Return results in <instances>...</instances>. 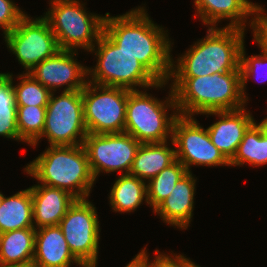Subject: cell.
Listing matches in <instances>:
<instances>
[{"instance_id": "obj_2", "label": "cell", "mask_w": 267, "mask_h": 267, "mask_svg": "<svg viewBox=\"0 0 267 267\" xmlns=\"http://www.w3.org/2000/svg\"><path fill=\"white\" fill-rule=\"evenodd\" d=\"M206 33L204 38L195 41L184 54L177 57V61L174 62L172 57L169 78L203 77L240 70V51L245 44V30L208 27Z\"/></svg>"}, {"instance_id": "obj_5", "label": "cell", "mask_w": 267, "mask_h": 267, "mask_svg": "<svg viewBox=\"0 0 267 267\" xmlns=\"http://www.w3.org/2000/svg\"><path fill=\"white\" fill-rule=\"evenodd\" d=\"M89 52L97 59L93 68L88 67V81L93 84L133 91L150 87L161 89L169 83L160 82L136 57L122 51L104 32Z\"/></svg>"}, {"instance_id": "obj_17", "label": "cell", "mask_w": 267, "mask_h": 267, "mask_svg": "<svg viewBox=\"0 0 267 267\" xmlns=\"http://www.w3.org/2000/svg\"><path fill=\"white\" fill-rule=\"evenodd\" d=\"M255 5L249 0H194V18L198 15L199 21L208 27H217L219 22L227 19L230 22L225 27L246 30L247 24L251 27Z\"/></svg>"}, {"instance_id": "obj_4", "label": "cell", "mask_w": 267, "mask_h": 267, "mask_svg": "<svg viewBox=\"0 0 267 267\" xmlns=\"http://www.w3.org/2000/svg\"><path fill=\"white\" fill-rule=\"evenodd\" d=\"M23 171L37 183L65 190L76 199L89 198L96 182L82 144L48 145Z\"/></svg>"}, {"instance_id": "obj_19", "label": "cell", "mask_w": 267, "mask_h": 267, "mask_svg": "<svg viewBox=\"0 0 267 267\" xmlns=\"http://www.w3.org/2000/svg\"><path fill=\"white\" fill-rule=\"evenodd\" d=\"M33 262L39 267H84L69 250L59 225L36 229Z\"/></svg>"}, {"instance_id": "obj_22", "label": "cell", "mask_w": 267, "mask_h": 267, "mask_svg": "<svg viewBox=\"0 0 267 267\" xmlns=\"http://www.w3.org/2000/svg\"><path fill=\"white\" fill-rule=\"evenodd\" d=\"M251 165L261 167L267 164V121H254L243 135L230 166Z\"/></svg>"}, {"instance_id": "obj_14", "label": "cell", "mask_w": 267, "mask_h": 267, "mask_svg": "<svg viewBox=\"0 0 267 267\" xmlns=\"http://www.w3.org/2000/svg\"><path fill=\"white\" fill-rule=\"evenodd\" d=\"M78 51L59 50L28 73L51 92L65 86L63 91L83 90L88 82V67L75 56Z\"/></svg>"}, {"instance_id": "obj_16", "label": "cell", "mask_w": 267, "mask_h": 267, "mask_svg": "<svg viewBox=\"0 0 267 267\" xmlns=\"http://www.w3.org/2000/svg\"><path fill=\"white\" fill-rule=\"evenodd\" d=\"M196 180L192 171L188 172L152 212L159 215L162 222L171 225L170 227L188 229L193 217Z\"/></svg>"}, {"instance_id": "obj_25", "label": "cell", "mask_w": 267, "mask_h": 267, "mask_svg": "<svg viewBox=\"0 0 267 267\" xmlns=\"http://www.w3.org/2000/svg\"><path fill=\"white\" fill-rule=\"evenodd\" d=\"M13 74L0 73V136L22 141L17 128V106L13 89Z\"/></svg>"}, {"instance_id": "obj_29", "label": "cell", "mask_w": 267, "mask_h": 267, "mask_svg": "<svg viewBox=\"0 0 267 267\" xmlns=\"http://www.w3.org/2000/svg\"><path fill=\"white\" fill-rule=\"evenodd\" d=\"M260 54L247 56L245 51V44L243 45L240 51L241 91L243 98L246 101L249 100L245 92L248 79L250 78L254 79L256 78L254 76H257L259 82L261 83L267 80V74H266L267 72L265 73V70L267 71V54H265L263 51H261ZM262 73L266 75H263Z\"/></svg>"}, {"instance_id": "obj_28", "label": "cell", "mask_w": 267, "mask_h": 267, "mask_svg": "<svg viewBox=\"0 0 267 267\" xmlns=\"http://www.w3.org/2000/svg\"><path fill=\"white\" fill-rule=\"evenodd\" d=\"M46 107L17 106L19 137L31 146L43 133Z\"/></svg>"}, {"instance_id": "obj_9", "label": "cell", "mask_w": 267, "mask_h": 267, "mask_svg": "<svg viewBox=\"0 0 267 267\" xmlns=\"http://www.w3.org/2000/svg\"><path fill=\"white\" fill-rule=\"evenodd\" d=\"M131 90L87 82L82 90L84 121L91 134L124 133Z\"/></svg>"}, {"instance_id": "obj_15", "label": "cell", "mask_w": 267, "mask_h": 267, "mask_svg": "<svg viewBox=\"0 0 267 267\" xmlns=\"http://www.w3.org/2000/svg\"><path fill=\"white\" fill-rule=\"evenodd\" d=\"M246 106L236 110L208 112L203 115H215L219 120L207 128L211 142L230 162L248 127L255 121Z\"/></svg>"}, {"instance_id": "obj_34", "label": "cell", "mask_w": 267, "mask_h": 267, "mask_svg": "<svg viewBox=\"0 0 267 267\" xmlns=\"http://www.w3.org/2000/svg\"><path fill=\"white\" fill-rule=\"evenodd\" d=\"M10 267H39V266L36 265L34 262H30V263H27V264L16 265V266H10Z\"/></svg>"}, {"instance_id": "obj_26", "label": "cell", "mask_w": 267, "mask_h": 267, "mask_svg": "<svg viewBox=\"0 0 267 267\" xmlns=\"http://www.w3.org/2000/svg\"><path fill=\"white\" fill-rule=\"evenodd\" d=\"M187 173V168L176 160L154 178L147 181V199L152 210L170 195L177 182Z\"/></svg>"}, {"instance_id": "obj_13", "label": "cell", "mask_w": 267, "mask_h": 267, "mask_svg": "<svg viewBox=\"0 0 267 267\" xmlns=\"http://www.w3.org/2000/svg\"><path fill=\"white\" fill-rule=\"evenodd\" d=\"M140 144L133 136L124 132L88 133L82 145L96 180L103 172L129 174Z\"/></svg>"}, {"instance_id": "obj_1", "label": "cell", "mask_w": 267, "mask_h": 267, "mask_svg": "<svg viewBox=\"0 0 267 267\" xmlns=\"http://www.w3.org/2000/svg\"><path fill=\"white\" fill-rule=\"evenodd\" d=\"M103 32L124 52L136 57L160 82L169 81L172 45L168 30L154 23L144 6L104 17Z\"/></svg>"}, {"instance_id": "obj_32", "label": "cell", "mask_w": 267, "mask_h": 267, "mask_svg": "<svg viewBox=\"0 0 267 267\" xmlns=\"http://www.w3.org/2000/svg\"><path fill=\"white\" fill-rule=\"evenodd\" d=\"M265 8L262 5L256 3L253 16L251 29L253 33V41L257 46L267 54V14Z\"/></svg>"}, {"instance_id": "obj_35", "label": "cell", "mask_w": 267, "mask_h": 267, "mask_svg": "<svg viewBox=\"0 0 267 267\" xmlns=\"http://www.w3.org/2000/svg\"><path fill=\"white\" fill-rule=\"evenodd\" d=\"M3 196H4V194L2 192H0V206H1V203H2V200H3Z\"/></svg>"}, {"instance_id": "obj_8", "label": "cell", "mask_w": 267, "mask_h": 267, "mask_svg": "<svg viewBox=\"0 0 267 267\" xmlns=\"http://www.w3.org/2000/svg\"><path fill=\"white\" fill-rule=\"evenodd\" d=\"M51 92L46 106L42 135L31 145L46 138L50 146H77L88 134L84 121L82 90Z\"/></svg>"}, {"instance_id": "obj_24", "label": "cell", "mask_w": 267, "mask_h": 267, "mask_svg": "<svg viewBox=\"0 0 267 267\" xmlns=\"http://www.w3.org/2000/svg\"><path fill=\"white\" fill-rule=\"evenodd\" d=\"M109 204L113 212L130 213L141 206L147 199V182L130 174H121L110 189Z\"/></svg>"}, {"instance_id": "obj_12", "label": "cell", "mask_w": 267, "mask_h": 267, "mask_svg": "<svg viewBox=\"0 0 267 267\" xmlns=\"http://www.w3.org/2000/svg\"><path fill=\"white\" fill-rule=\"evenodd\" d=\"M194 116L179 115L173 124L172 140L176 160L191 172V166H230V162L211 142L210 136Z\"/></svg>"}, {"instance_id": "obj_10", "label": "cell", "mask_w": 267, "mask_h": 267, "mask_svg": "<svg viewBox=\"0 0 267 267\" xmlns=\"http://www.w3.org/2000/svg\"><path fill=\"white\" fill-rule=\"evenodd\" d=\"M99 222L96 207L87 198L76 199L59 223L69 250L84 267H97Z\"/></svg>"}, {"instance_id": "obj_18", "label": "cell", "mask_w": 267, "mask_h": 267, "mask_svg": "<svg viewBox=\"0 0 267 267\" xmlns=\"http://www.w3.org/2000/svg\"><path fill=\"white\" fill-rule=\"evenodd\" d=\"M34 228L59 225L76 198L65 190L35 184L30 187Z\"/></svg>"}, {"instance_id": "obj_7", "label": "cell", "mask_w": 267, "mask_h": 267, "mask_svg": "<svg viewBox=\"0 0 267 267\" xmlns=\"http://www.w3.org/2000/svg\"><path fill=\"white\" fill-rule=\"evenodd\" d=\"M44 17L48 20L61 50L89 52L103 32L104 17L88 13L80 0H49Z\"/></svg>"}, {"instance_id": "obj_33", "label": "cell", "mask_w": 267, "mask_h": 267, "mask_svg": "<svg viewBox=\"0 0 267 267\" xmlns=\"http://www.w3.org/2000/svg\"><path fill=\"white\" fill-rule=\"evenodd\" d=\"M125 267H148L144 253L142 251L138 252Z\"/></svg>"}, {"instance_id": "obj_20", "label": "cell", "mask_w": 267, "mask_h": 267, "mask_svg": "<svg viewBox=\"0 0 267 267\" xmlns=\"http://www.w3.org/2000/svg\"><path fill=\"white\" fill-rule=\"evenodd\" d=\"M168 142V143H167ZM171 139L163 143H141L129 174L147 182L176 161L175 146Z\"/></svg>"}, {"instance_id": "obj_27", "label": "cell", "mask_w": 267, "mask_h": 267, "mask_svg": "<svg viewBox=\"0 0 267 267\" xmlns=\"http://www.w3.org/2000/svg\"><path fill=\"white\" fill-rule=\"evenodd\" d=\"M16 85L13 82L16 106L46 107L51 91L41 85L29 73L18 74Z\"/></svg>"}, {"instance_id": "obj_6", "label": "cell", "mask_w": 267, "mask_h": 267, "mask_svg": "<svg viewBox=\"0 0 267 267\" xmlns=\"http://www.w3.org/2000/svg\"><path fill=\"white\" fill-rule=\"evenodd\" d=\"M169 88V95L164 101L148 94L147 90L151 88L130 91L126 103L124 132L140 143L171 141L173 124L179 112L174 92L171 86ZM169 110L173 113L168 114Z\"/></svg>"}, {"instance_id": "obj_11", "label": "cell", "mask_w": 267, "mask_h": 267, "mask_svg": "<svg viewBox=\"0 0 267 267\" xmlns=\"http://www.w3.org/2000/svg\"><path fill=\"white\" fill-rule=\"evenodd\" d=\"M27 14L4 37L10 53L15 55L26 73L60 49L55 34L44 16L33 18Z\"/></svg>"}, {"instance_id": "obj_31", "label": "cell", "mask_w": 267, "mask_h": 267, "mask_svg": "<svg viewBox=\"0 0 267 267\" xmlns=\"http://www.w3.org/2000/svg\"><path fill=\"white\" fill-rule=\"evenodd\" d=\"M26 15L12 0H0V29L5 36Z\"/></svg>"}, {"instance_id": "obj_23", "label": "cell", "mask_w": 267, "mask_h": 267, "mask_svg": "<svg viewBox=\"0 0 267 267\" xmlns=\"http://www.w3.org/2000/svg\"><path fill=\"white\" fill-rule=\"evenodd\" d=\"M24 228H34L30 187L9 197L4 195L0 206V234Z\"/></svg>"}, {"instance_id": "obj_30", "label": "cell", "mask_w": 267, "mask_h": 267, "mask_svg": "<svg viewBox=\"0 0 267 267\" xmlns=\"http://www.w3.org/2000/svg\"><path fill=\"white\" fill-rule=\"evenodd\" d=\"M146 258L148 267H201L195 262L184 256L183 254H171L160 253L158 249L155 250V255L153 261L149 258V253L147 254L146 246L141 250ZM150 260V261H149Z\"/></svg>"}, {"instance_id": "obj_21", "label": "cell", "mask_w": 267, "mask_h": 267, "mask_svg": "<svg viewBox=\"0 0 267 267\" xmlns=\"http://www.w3.org/2000/svg\"><path fill=\"white\" fill-rule=\"evenodd\" d=\"M35 228H24L0 234V267L33 262Z\"/></svg>"}, {"instance_id": "obj_3", "label": "cell", "mask_w": 267, "mask_h": 267, "mask_svg": "<svg viewBox=\"0 0 267 267\" xmlns=\"http://www.w3.org/2000/svg\"><path fill=\"white\" fill-rule=\"evenodd\" d=\"M172 79V80H171ZM179 115L236 110L248 103L241 91L240 70L203 77L169 78Z\"/></svg>"}]
</instances>
